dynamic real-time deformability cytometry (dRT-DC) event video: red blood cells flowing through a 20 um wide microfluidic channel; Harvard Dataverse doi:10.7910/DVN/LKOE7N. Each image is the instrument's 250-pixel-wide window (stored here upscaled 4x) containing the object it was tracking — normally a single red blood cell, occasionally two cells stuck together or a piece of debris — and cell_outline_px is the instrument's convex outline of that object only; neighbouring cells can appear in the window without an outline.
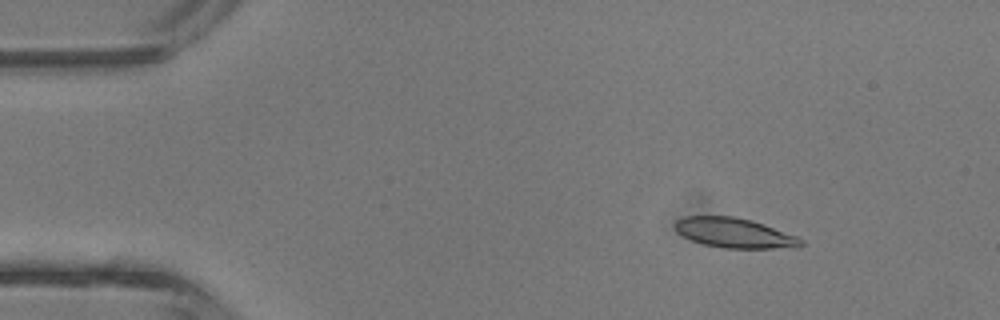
{"species": "common noctule bat (a hibernating species)", "species_latin": "Nyctalus noctula", "temperature_condition": "room temperature", "stored_images_in_passage": 43, "camera_frame_rate_fps": 3000, "um_per_image_px": 0.085, "animal": {"sex": "male", "body_mass_g": 13.3}, "frame": {"image": 1, "passage_image": 5, "time_ms": 1.333, "image_size_px": [1000, 320], "cell_outline_px": [[804, 244], [796, 248], [724, 248], [704, 244], [692, 240], [676, 232], [672, 224], [676, 220], [684, 216], [732, 216], [752, 220], [764, 224], [796, 236], [804, 240]], "centroid_in_image_um": [62.41, 19.79], "position_along_channel_um": 22.6, "area_um2": 22.02}}
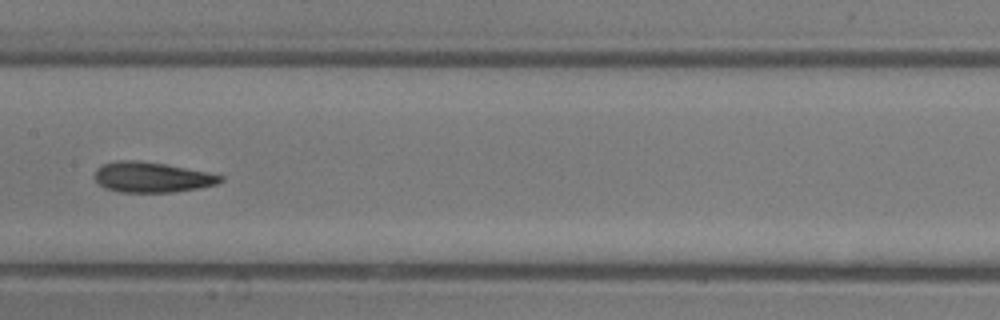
{"frame": {"image": 2, "passage_image": 21, "time_ms": 6.667, "image_size_px": [1000, 320], "cell_outline_px": [[224, 180], [216, 184], [200, 188], [172, 192], [120, 192], [104, 188], [96, 180], [96, 168], [104, 164], [120, 160], [132, 160], [164, 164], [208, 172], [224, 176]], "centroid_in_image_um": [12.93, 15.07], "position_along_channel_um": 194.5, "area_um2": 22.02}}
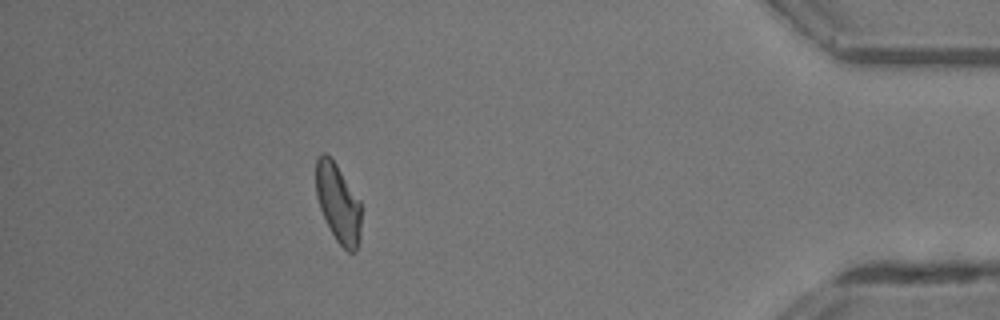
{"frame": {"image": 3, "passage_image": 38, "time_ms": 12.333, "image_size_px": [1000, 320], "cell_outline_px": [[360, 240], [356, 252], [348, 252], [336, 240], [320, 208], [316, 196], [316, 160], [320, 152], [324, 152], [336, 164], [360, 200]], "centroid_in_image_um": [28.74, 17.26], "position_along_channel_um": 406.5, "area_um2": 20.58}, "authors_computed_cell_mechanics": {"area_um2": 21.675, "velocity_mm_per_s": 4.6988, "shape_relaxation_time_tau1_ms": 2.3575, "shape_relaxation_time_tau2_ms": 1.6564, "deformation_change_tau1": 0.1363, "deformation_change_tau2": 0.1042}}